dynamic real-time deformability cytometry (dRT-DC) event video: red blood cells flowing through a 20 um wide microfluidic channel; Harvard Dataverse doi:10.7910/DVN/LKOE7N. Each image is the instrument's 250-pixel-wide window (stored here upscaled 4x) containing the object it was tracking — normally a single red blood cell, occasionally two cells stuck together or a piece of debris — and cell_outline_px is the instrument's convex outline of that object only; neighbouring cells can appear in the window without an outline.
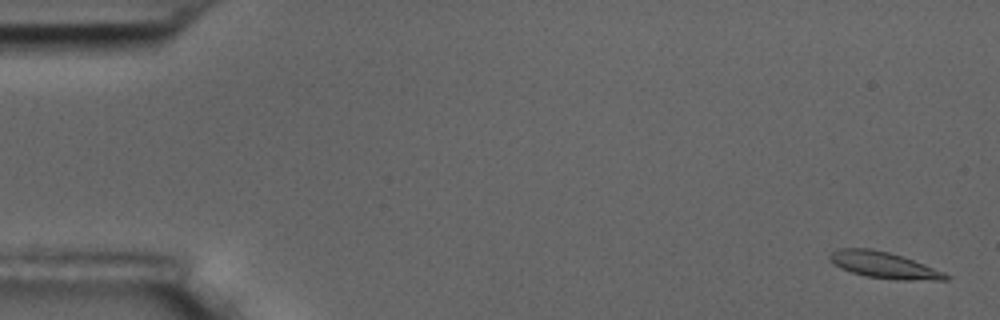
{"species": "common noctule bat (a hibernating species)", "species_latin": "Nyctalus noctula", "temperature_condition": "room temperature", "stored_images_in_passage": 57, "camera_frame_rate_fps": 3000, "um_per_image_px": 0.085, "animal": {"sex": "male", "body_mass_g": 17.5, "forearm_length_mm": 52.3}, "frame": {"image": 1, "passage_image": 2, "time_ms": 0.333, "image_size_px": [1000, 320], "cell_outline_px": [[952, 276], [948, 280], [896, 280], [864, 276], [840, 268], [832, 264], [828, 260], [828, 256], [832, 252], [840, 248], [872, 248], [888, 252], [924, 264], [944, 272]], "centroid_in_image_um": [75.11, 22.54], "position_along_channel_um": 9.9, "area_um2": 17.92}}
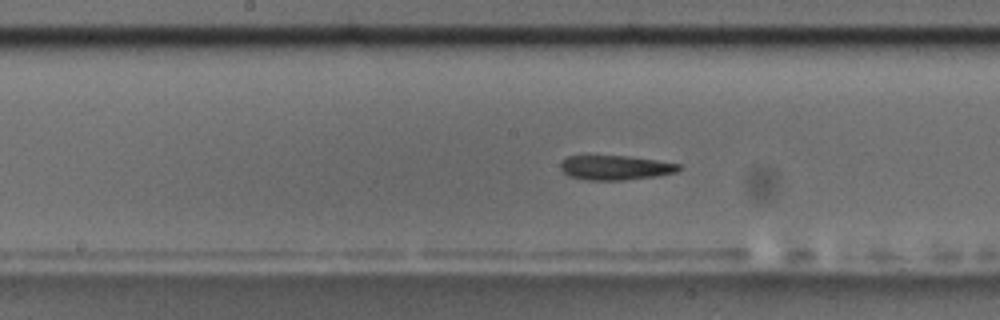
{"frame": {"image": 2, "passage_image": 29, "time_ms": 9.333, "image_size_px": [1000, 320], "cell_outline_px": [[684, 168], [676, 172], [656, 176], [624, 180], [588, 180], [568, 176], [560, 168], [560, 164], [568, 156], [628, 156], [656, 160], [680, 164]], "centroid_in_image_um": [52.34, 14.25], "position_along_channel_um": 195.9, "area_um2": 16.88}}
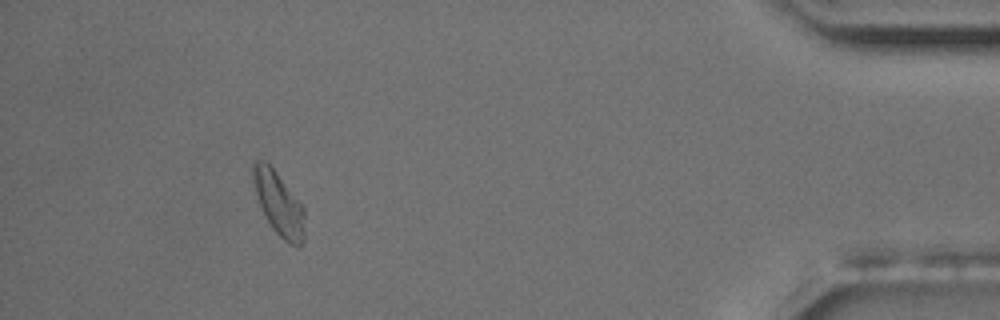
{"frame": {"image": 3, "passage_image": 52, "time_ms": 17.0, "image_size_px": [1000, 320], "cell_outline_px": [[304, 240], [300, 248], [288, 244], [272, 228], [260, 204], [252, 180], [252, 160], [264, 160], [276, 172], [304, 204]], "centroid_in_image_um": [23.73, 17.31], "position_along_channel_um": 411.5, "area_um2": 19.19}, "authors_computed_cell_mechanics": {"area_um2": 17.7446, "velocity_mm_per_s": 3.5807, "shape_relaxation_time_tau1_ms": null, "shape_relaxation_time_tau2_ms": 5.9527, "deformation_change_tau1": null, "deformation_change_tau2": 0.1266}}